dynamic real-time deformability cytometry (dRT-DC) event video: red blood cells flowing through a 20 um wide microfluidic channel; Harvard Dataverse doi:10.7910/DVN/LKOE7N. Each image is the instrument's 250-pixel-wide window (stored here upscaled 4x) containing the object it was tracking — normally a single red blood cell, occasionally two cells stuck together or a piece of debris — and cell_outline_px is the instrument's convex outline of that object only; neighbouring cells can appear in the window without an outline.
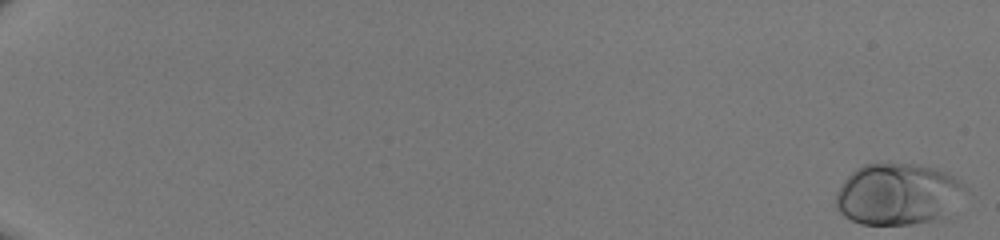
{"species": "human", "species_latin": "Homo sapiens", "temperature_condition": "room temperature", "stored_images_in_passage": 51, "camera_frame_rate_fps": 3000, "um_per_image_px": 0.085, "donor": {"sex": "male"}, "frame": {"image": 1, "passage_image": 1, "time_ms": 0.0, "image_size_px": [1000, 240], "cell_outline_px": [[968, 192], [948, 220], [912, 224], [860, 224], [844, 216], [840, 212], [836, 204], [836, 192], [840, 184], [856, 168], [864, 164], [888, 160], [936, 168], [948, 172], [968, 184]], "centroid_in_image_um": [76.45, 16.49], "position_along_channel_um": 8.6, "area_um2": 48.49}}
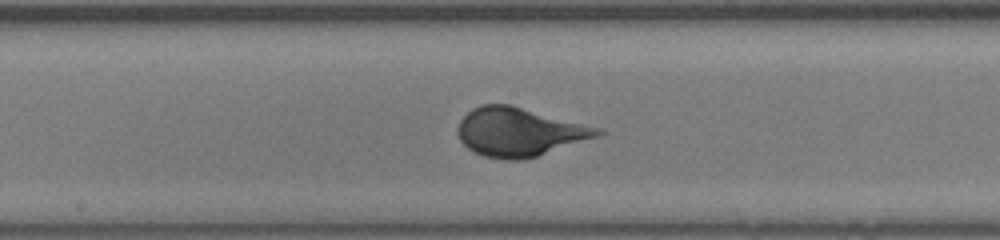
{"frame": {"image": 2, "passage_image": 31, "time_ms": 10.0, "image_size_px": [1000, 240], "cell_outline_px": [[604, 132], [596, 136], [524, 160], [504, 160], [484, 156], [468, 148], [460, 140], [456, 132], [456, 128], [460, 120], [472, 108], [480, 104], [512, 104], [600, 128]], "centroid_in_image_um": [44.07, 11.2], "position_along_channel_um": 204.1, "area_um2": 39.36}}
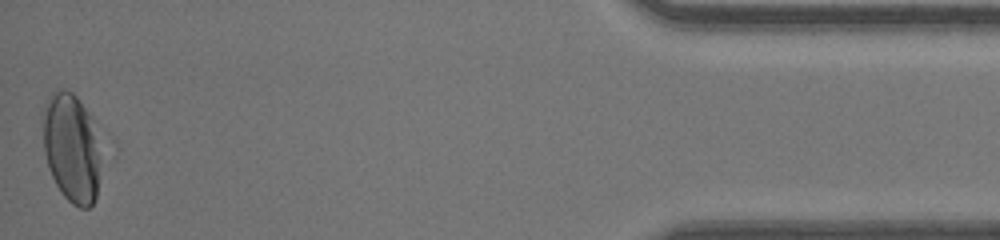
{"frame": {"image": 3, "passage_image": 51, "time_ms": 16.667, "image_size_px": [1000, 240], "cell_outline_px": [[100, 140], [96, 196], [92, 204], [88, 208], [80, 208], [72, 204], [60, 192], [48, 168], [44, 152], [40, 120], [44, 104], [48, 96], [56, 88], [64, 88], [72, 92], [76, 96], [92, 116]], "centroid_in_image_um": [6.03, 12.48], "position_along_channel_um": 429.2, "area_um2": 37.74}}